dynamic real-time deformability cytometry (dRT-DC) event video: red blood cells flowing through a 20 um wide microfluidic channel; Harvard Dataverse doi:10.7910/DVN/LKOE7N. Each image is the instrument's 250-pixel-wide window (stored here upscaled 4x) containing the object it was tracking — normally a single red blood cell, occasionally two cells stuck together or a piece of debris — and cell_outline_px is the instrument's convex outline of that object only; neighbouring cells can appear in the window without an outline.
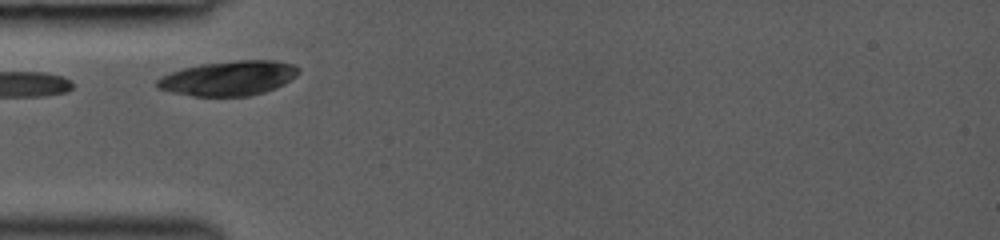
{"species": "common noctule bat (a hibernating species)", "species_latin": "Nyctalus noctula", "temperature_condition": "room temperature", "stored_images_in_passage": 6, "camera_frame_rate_fps": 3000, "um_per_image_px": 0.085, "animal": {"sex": "female", "body_mass_g": 19.0, "forearm_length_mm": 53.3}, "frame": {"image": 1, "passage_image": 2, "time_ms": 0.667, "image_size_px": [1000, 240], "cell_outline_px": [[300, 72], [296, 76], [284, 84], [276, 88], [264, 92], [248, 96], [192, 96], [172, 92], [156, 88], [156, 80], [160, 76], [184, 68], [200, 64], [236, 60], [276, 60], [292, 64], [300, 68]], "centroid_in_image_um": [19.44, 6.64], "position_along_channel_um": 65.6, "area_um2": 28.73}}